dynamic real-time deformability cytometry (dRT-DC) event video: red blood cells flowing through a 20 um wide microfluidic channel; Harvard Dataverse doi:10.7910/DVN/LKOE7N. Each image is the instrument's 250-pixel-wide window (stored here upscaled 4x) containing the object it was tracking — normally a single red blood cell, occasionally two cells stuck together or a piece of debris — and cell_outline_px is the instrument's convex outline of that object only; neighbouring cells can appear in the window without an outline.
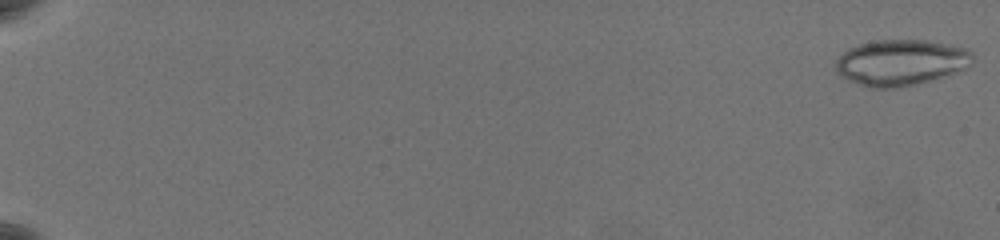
{"species": "common noctule bat (a hibernating species)", "species_latin": "Nyctalus noctula", "temperature_condition": "warm", "stored_images_in_passage": 62, "camera_frame_rate_fps": 3000, "um_per_image_px": 0.085, "animal": {"sex": "female", "body_mass_g": 19.5, "forearm_length_mm": 54.1}, "frame": {"image": 1, "passage_image": 1, "time_ms": 0.0, "image_size_px": [1000, 240], "cell_outline_px": [[972, 64], [964, 68], [928, 80], [896, 88], [872, 88], [860, 84], [836, 72], [836, 60], [848, 48], [860, 44], [876, 40], [928, 40], [968, 48], [972, 52]], "centroid_in_image_um": [76.57, 5.28], "position_along_channel_um": 8.4, "area_um2": 36.01}}
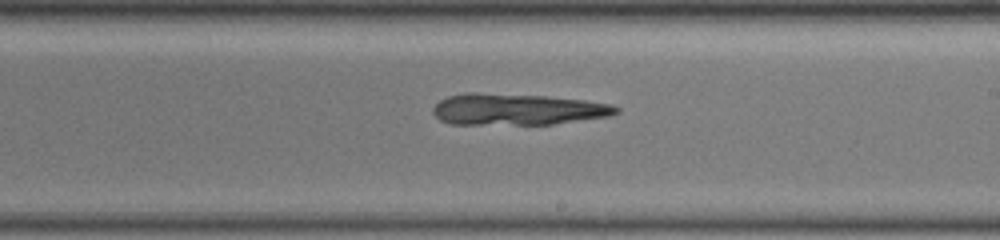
{"frame": {"image": 2, "passage_image": 40, "time_ms": 13.0, "image_size_px": [1000, 240], "cell_outline_px": [[620, 112], [612, 116], [552, 124], [452, 124], [440, 120], [432, 112], [432, 108], [440, 100], [448, 96], [468, 92], [476, 92], [544, 96], [584, 100], [612, 104], [620, 108]], "centroid_in_image_um": [43.99, 9.29], "position_along_channel_um": 245.0, "area_um2": 33.64}}
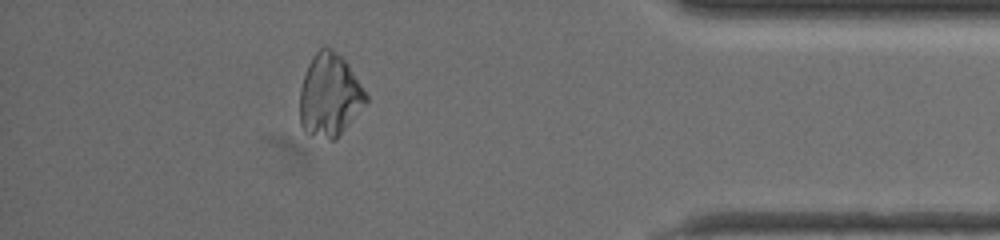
{"frame": {"image": 3, "passage_image": 56, "time_ms": 18.333, "image_size_px": [1000, 240], "cell_outline_px": [[368, 100], [336, 140], [328, 140], [308, 136], [304, 132], [300, 124], [300, 88], [308, 64], [312, 56], [324, 44], [332, 48], [348, 64], [368, 96]], "centroid_in_image_um": [27.99, 8.12], "position_along_channel_um": 407.2, "area_um2": 32.19}}